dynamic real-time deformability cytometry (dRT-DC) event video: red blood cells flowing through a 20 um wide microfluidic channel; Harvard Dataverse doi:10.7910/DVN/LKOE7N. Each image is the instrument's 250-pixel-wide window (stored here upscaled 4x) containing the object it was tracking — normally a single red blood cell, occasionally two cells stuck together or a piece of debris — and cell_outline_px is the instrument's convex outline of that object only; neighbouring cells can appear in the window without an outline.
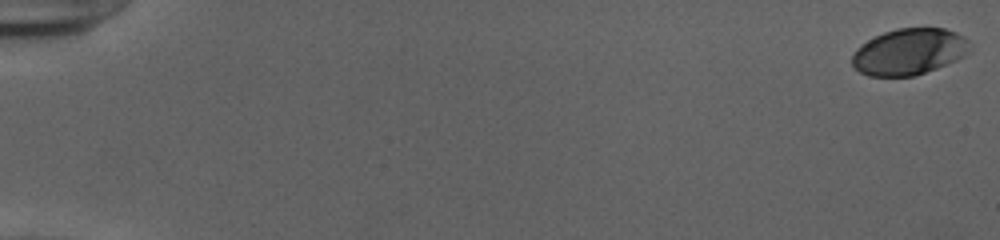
{"species": "human", "species_latin": "Homo sapiens", "temperature_condition": "cold", "stored_images_in_passage": 54, "camera_frame_rate_fps": 3000, "um_per_image_px": 0.085, "donor": {"sex": "female"}, "frame": {"image": 1, "passage_image": 1, "time_ms": 0.0, "image_size_px": [1000, 240], "cell_outline_px": [[972, 52], [956, 60], [936, 68], [912, 76], [868, 76], [860, 72], [852, 64], [852, 56], [856, 48], [860, 44], [884, 32], [896, 28], [944, 28], [956, 32], [964, 36], [972, 44]], "centroid_in_image_um": [77.31, 4.38], "position_along_channel_um": 7.7, "area_um2": 31.96}}
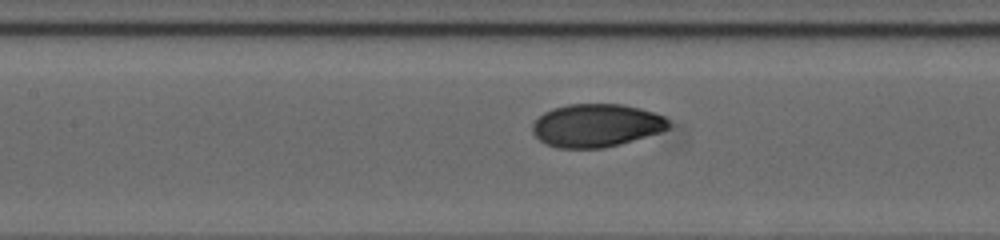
{"frame": {"image": 2, "passage_image": 27, "time_ms": 8.667, "image_size_px": [1000, 240], "cell_outline_px": [[668, 128], [660, 132], [620, 144], [604, 148], [556, 148], [540, 140], [532, 132], [532, 124], [544, 112], [552, 108], [568, 104], [624, 104], [656, 112], [664, 116], [668, 120]], "centroid_in_image_um": [50.69, 10.65], "position_along_channel_um": 156.7, "area_um2": 34.22}}
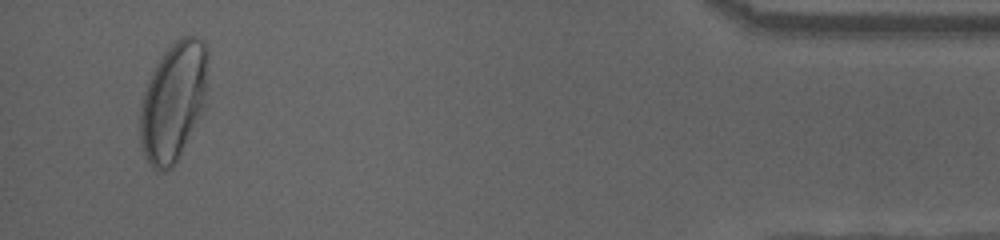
{"frame": {"image": 3, "passage_image": 52, "time_ms": 17.0, "image_size_px": [1000, 240], "cell_outline_px": [[208, 56], [204, 108], [176, 160], [168, 168], [156, 172], [152, 168], [144, 152], [140, 140], [140, 108], [144, 92], [152, 72], [164, 52], [176, 40], [184, 36], [196, 36], [204, 40], [208, 48]], "centroid_in_image_um": [14.74, 8.57], "position_along_channel_um": 420.5, "area_um2": 46.3}, "authors_computed_cell_mechanics": {"area_um2": 33.6685, "velocity_mm_per_s": 3.9229, "shape_relaxation_time_tau1_ms": 3.0493, "shape_relaxation_time_tau2_ms": null, "deformation_change_tau1": 0.1467, "deformation_change_tau2": null}}